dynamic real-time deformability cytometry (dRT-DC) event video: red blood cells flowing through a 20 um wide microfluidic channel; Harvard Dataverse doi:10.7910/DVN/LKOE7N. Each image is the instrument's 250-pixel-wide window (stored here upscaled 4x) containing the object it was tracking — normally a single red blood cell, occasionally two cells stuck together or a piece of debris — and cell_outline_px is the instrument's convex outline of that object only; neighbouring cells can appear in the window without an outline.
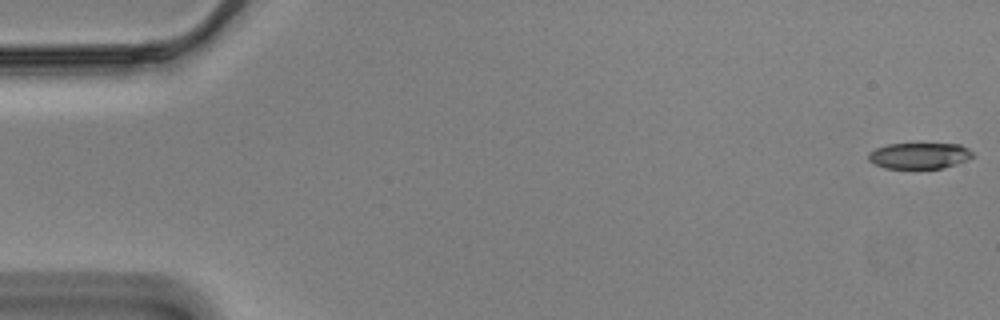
{"species": "Egyptian fruit bat (a non-hibernating species)", "species_latin": "Rousettus aegyptiacus", "temperature_condition": "cold", "stored_images_in_passage": 56, "camera_frame_rate_fps": 3000, "um_per_image_px": 0.085, "animal": {"sex": "male"}, "frame": {"image": 1, "passage_image": 1, "time_ms": 0.0, "image_size_px": [1000, 320], "cell_outline_px": [[972, 156], [968, 160], [956, 164], [940, 168], [884, 168], [868, 160], [868, 152], [876, 148], [888, 144], [960, 144], [968, 148], [972, 152]], "centroid_in_image_um": [78.13, 13.23], "position_along_channel_um": 6.9, "area_um2": 15.72}}
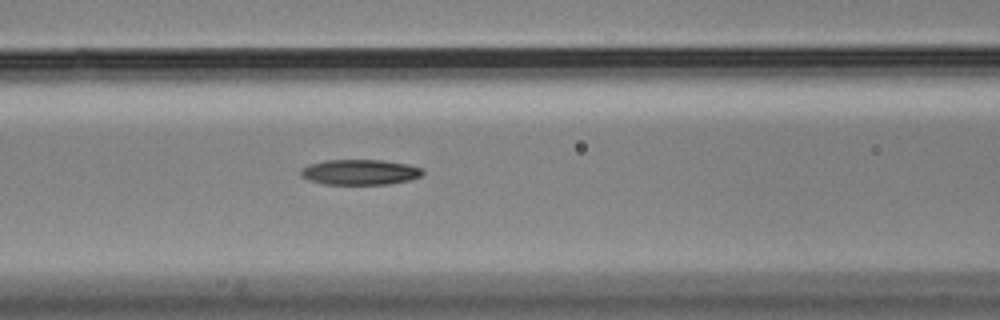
{"frame": {"image": 2, "passage_image": 24, "time_ms": 7.667, "image_size_px": [1000, 320], "cell_outline_px": [[424, 172], [420, 176], [412, 180], [388, 184], [324, 184], [308, 180], [300, 176], [300, 168], [308, 164], [324, 160], [384, 160], [408, 164], [420, 168]], "centroid_in_image_um": [30.56, 14.63], "position_along_channel_um": 136.0, "area_um2": 18.21}}
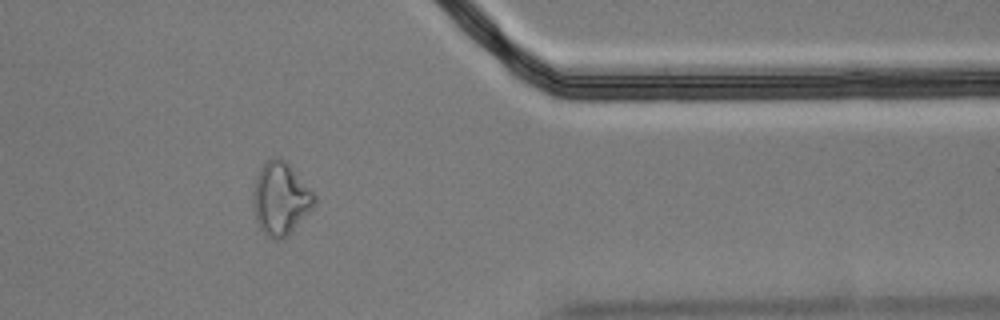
{"frame": {"image": 3, "passage_image": 47, "time_ms": 15.333, "image_size_px": [1000, 320], "cell_outline_px": [[316, 204], [288, 236], [280, 240], [276, 240], [268, 236], [260, 228], [256, 220], [252, 204], [252, 192], [256, 176], [260, 168], [272, 156], [280, 156], [292, 168], [316, 196]], "centroid_in_image_um": [23.83, 16.89], "position_along_channel_um": 387.6, "area_um2": 26.01}, "authors_computed_cell_mechanics": {"area_um2": 18.2648, "velocity_mm_per_s": 3.4971, "shape_relaxation_time_tau1_ms": 7.5522, "shape_relaxation_time_tau2_ms": 11.2918, "deformation_change_tau1": 0.1763, "deformation_change_tau2": 0.2162}}